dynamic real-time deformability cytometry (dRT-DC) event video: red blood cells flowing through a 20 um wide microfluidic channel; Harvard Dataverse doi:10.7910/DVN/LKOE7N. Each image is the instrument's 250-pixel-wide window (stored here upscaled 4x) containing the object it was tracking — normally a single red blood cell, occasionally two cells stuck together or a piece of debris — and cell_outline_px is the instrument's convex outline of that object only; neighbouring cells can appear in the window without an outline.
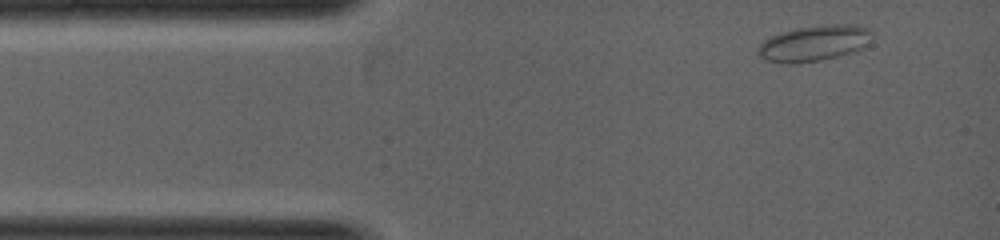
{"species": "common noctule bat (a hibernating species)", "species_latin": "Nyctalus noctula", "temperature_condition": "warm", "stored_images_in_passage": 3, "camera_frame_rate_fps": 5000, "um_per_image_px": 0.085, "animal": {"sex": "female", "body_mass_g": 19.0, "forearm_length_mm": 53.3}, "frame": {"image": 1, "passage_image": 1, "time_ms": 0.0, "image_size_px": [1000, 240], "cell_outline_px": [[872, 32], [868, 44], [852, 52], [820, 60], [792, 64], [780, 64], [768, 60], [760, 56], [756, 52], [760, 44], [768, 36], [796, 28], [828, 24], [856, 24], [872, 28]], "centroid_in_image_um": [69.19, 3.66], "position_along_channel_um": 15.8, "area_um2": 23.93}}
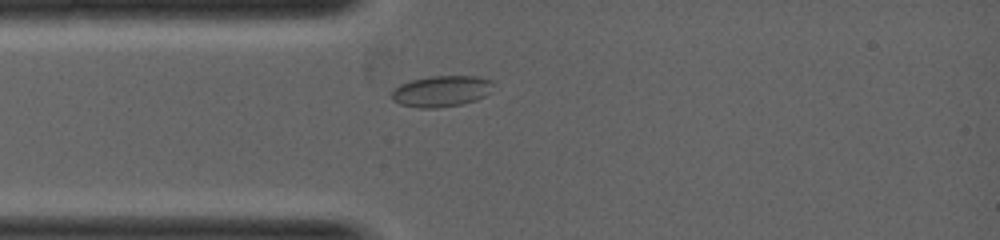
{"frame": {"image": 2, "passage_image": 3, "time_ms": 1.0, "image_size_px": [1000, 240], "cell_outline_px": [[496, 80], [488, 92], [484, 96], [476, 100], [460, 104], [436, 108], [420, 108], [400, 104], [392, 100], [392, 88], [400, 84], [412, 80], [432, 76], [480, 76]], "centroid_in_image_um": [37.52, 7.74], "position_along_channel_um": 47.5, "area_um2": 18.5}}